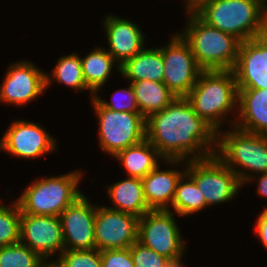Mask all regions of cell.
<instances>
[{
    "mask_svg": "<svg viewBox=\"0 0 267 267\" xmlns=\"http://www.w3.org/2000/svg\"><path fill=\"white\" fill-rule=\"evenodd\" d=\"M146 139L167 164L180 165L188 156V160H195L215 155L217 132L195 113L185 97H176L146 119Z\"/></svg>",
    "mask_w": 267,
    "mask_h": 267,
    "instance_id": "cell-1",
    "label": "cell"
},
{
    "mask_svg": "<svg viewBox=\"0 0 267 267\" xmlns=\"http://www.w3.org/2000/svg\"><path fill=\"white\" fill-rule=\"evenodd\" d=\"M191 10L241 42L267 33V5L262 0H202Z\"/></svg>",
    "mask_w": 267,
    "mask_h": 267,
    "instance_id": "cell-2",
    "label": "cell"
},
{
    "mask_svg": "<svg viewBox=\"0 0 267 267\" xmlns=\"http://www.w3.org/2000/svg\"><path fill=\"white\" fill-rule=\"evenodd\" d=\"M185 98L195 113L218 132L225 114L238 104L233 70H203Z\"/></svg>",
    "mask_w": 267,
    "mask_h": 267,
    "instance_id": "cell-3",
    "label": "cell"
},
{
    "mask_svg": "<svg viewBox=\"0 0 267 267\" xmlns=\"http://www.w3.org/2000/svg\"><path fill=\"white\" fill-rule=\"evenodd\" d=\"M182 38L189 44L203 70H232L236 64L241 41L234 35L209 26L192 10Z\"/></svg>",
    "mask_w": 267,
    "mask_h": 267,
    "instance_id": "cell-4",
    "label": "cell"
},
{
    "mask_svg": "<svg viewBox=\"0 0 267 267\" xmlns=\"http://www.w3.org/2000/svg\"><path fill=\"white\" fill-rule=\"evenodd\" d=\"M233 129L225 133L219 129L215 155L235 172L243 185L249 180H255L252 174L244 173L246 170L258 174L267 172V135L243 131L235 126ZM233 165H239L245 171Z\"/></svg>",
    "mask_w": 267,
    "mask_h": 267,
    "instance_id": "cell-5",
    "label": "cell"
},
{
    "mask_svg": "<svg viewBox=\"0 0 267 267\" xmlns=\"http://www.w3.org/2000/svg\"><path fill=\"white\" fill-rule=\"evenodd\" d=\"M81 174L79 170L71 171L65 175L33 181L16 200L21 211L33 215L59 216L83 195L78 188Z\"/></svg>",
    "mask_w": 267,
    "mask_h": 267,
    "instance_id": "cell-6",
    "label": "cell"
},
{
    "mask_svg": "<svg viewBox=\"0 0 267 267\" xmlns=\"http://www.w3.org/2000/svg\"><path fill=\"white\" fill-rule=\"evenodd\" d=\"M92 103L99 119V146L106 153L115 156L146 138V119L141 113L109 110L94 97Z\"/></svg>",
    "mask_w": 267,
    "mask_h": 267,
    "instance_id": "cell-7",
    "label": "cell"
},
{
    "mask_svg": "<svg viewBox=\"0 0 267 267\" xmlns=\"http://www.w3.org/2000/svg\"><path fill=\"white\" fill-rule=\"evenodd\" d=\"M185 172L203 193L206 206L233 199L242 187L235 172L216 155L205 159L187 160Z\"/></svg>",
    "mask_w": 267,
    "mask_h": 267,
    "instance_id": "cell-8",
    "label": "cell"
},
{
    "mask_svg": "<svg viewBox=\"0 0 267 267\" xmlns=\"http://www.w3.org/2000/svg\"><path fill=\"white\" fill-rule=\"evenodd\" d=\"M172 210H151L138 220V241L180 265L185 246Z\"/></svg>",
    "mask_w": 267,
    "mask_h": 267,
    "instance_id": "cell-9",
    "label": "cell"
},
{
    "mask_svg": "<svg viewBox=\"0 0 267 267\" xmlns=\"http://www.w3.org/2000/svg\"><path fill=\"white\" fill-rule=\"evenodd\" d=\"M170 41L168 46L161 47L164 61L163 83L176 97H185L196 84L203 69L180 34L176 33Z\"/></svg>",
    "mask_w": 267,
    "mask_h": 267,
    "instance_id": "cell-10",
    "label": "cell"
},
{
    "mask_svg": "<svg viewBox=\"0 0 267 267\" xmlns=\"http://www.w3.org/2000/svg\"><path fill=\"white\" fill-rule=\"evenodd\" d=\"M139 217L106 206H96L95 245L99 251L129 248L138 240Z\"/></svg>",
    "mask_w": 267,
    "mask_h": 267,
    "instance_id": "cell-11",
    "label": "cell"
},
{
    "mask_svg": "<svg viewBox=\"0 0 267 267\" xmlns=\"http://www.w3.org/2000/svg\"><path fill=\"white\" fill-rule=\"evenodd\" d=\"M19 242L48 259L57 251L65 250L63 231L59 216L26 214L21 211Z\"/></svg>",
    "mask_w": 267,
    "mask_h": 267,
    "instance_id": "cell-12",
    "label": "cell"
},
{
    "mask_svg": "<svg viewBox=\"0 0 267 267\" xmlns=\"http://www.w3.org/2000/svg\"><path fill=\"white\" fill-rule=\"evenodd\" d=\"M96 206L85 195L80 196L59 215L65 250L96 249L95 245Z\"/></svg>",
    "mask_w": 267,
    "mask_h": 267,
    "instance_id": "cell-13",
    "label": "cell"
},
{
    "mask_svg": "<svg viewBox=\"0 0 267 267\" xmlns=\"http://www.w3.org/2000/svg\"><path fill=\"white\" fill-rule=\"evenodd\" d=\"M53 136L36 123L13 121L0 141V149L11 155L35 159L56 149Z\"/></svg>",
    "mask_w": 267,
    "mask_h": 267,
    "instance_id": "cell-14",
    "label": "cell"
},
{
    "mask_svg": "<svg viewBox=\"0 0 267 267\" xmlns=\"http://www.w3.org/2000/svg\"><path fill=\"white\" fill-rule=\"evenodd\" d=\"M232 70L237 89H267V33L240 43Z\"/></svg>",
    "mask_w": 267,
    "mask_h": 267,
    "instance_id": "cell-15",
    "label": "cell"
},
{
    "mask_svg": "<svg viewBox=\"0 0 267 267\" xmlns=\"http://www.w3.org/2000/svg\"><path fill=\"white\" fill-rule=\"evenodd\" d=\"M0 86V101L23 105L46 90V74L31 62H16L7 70Z\"/></svg>",
    "mask_w": 267,
    "mask_h": 267,
    "instance_id": "cell-16",
    "label": "cell"
},
{
    "mask_svg": "<svg viewBox=\"0 0 267 267\" xmlns=\"http://www.w3.org/2000/svg\"><path fill=\"white\" fill-rule=\"evenodd\" d=\"M108 52L120 66L128 59L133 58L144 48V35L140 28L130 20L108 15L104 20Z\"/></svg>",
    "mask_w": 267,
    "mask_h": 267,
    "instance_id": "cell-17",
    "label": "cell"
},
{
    "mask_svg": "<svg viewBox=\"0 0 267 267\" xmlns=\"http://www.w3.org/2000/svg\"><path fill=\"white\" fill-rule=\"evenodd\" d=\"M239 122L233 126L267 135V89H238Z\"/></svg>",
    "mask_w": 267,
    "mask_h": 267,
    "instance_id": "cell-18",
    "label": "cell"
},
{
    "mask_svg": "<svg viewBox=\"0 0 267 267\" xmlns=\"http://www.w3.org/2000/svg\"><path fill=\"white\" fill-rule=\"evenodd\" d=\"M183 171L159 170L157 165L143 179L144 198L151 210H169V202L175 195L178 180L183 175Z\"/></svg>",
    "mask_w": 267,
    "mask_h": 267,
    "instance_id": "cell-19",
    "label": "cell"
},
{
    "mask_svg": "<svg viewBox=\"0 0 267 267\" xmlns=\"http://www.w3.org/2000/svg\"><path fill=\"white\" fill-rule=\"evenodd\" d=\"M163 68L161 48H143L133 58L126 60L120 66L119 73L130 81L163 82Z\"/></svg>",
    "mask_w": 267,
    "mask_h": 267,
    "instance_id": "cell-20",
    "label": "cell"
},
{
    "mask_svg": "<svg viewBox=\"0 0 267 267\" xmlns=\"http://www.w3.org/2000/svg\"><path fill=\"white\" fill-rule=\"evenodd\" d=\"M108 194L115 207L110 209L130 213L142 217L151 211L148 207L143 192L142 179L129 177L108 186Z\"/></svg>",
    "mask_w": 267,
    "mask_h": 267,
    "instance_id": "cell-21",
    "label": "cell"
},
{
    "mask_svg": "<svg viewBox=\"0 0 267 267\" xmlns=\"http://www.w3.org/2000/svg\"><path fill=\"white\" fill-rule=\"evenodd\" d=\"M128 172V177L143 179L157 165V159L162 156L157 149L145 138L138 144L118 152L115 156Z\"/></svg>",
    "mask_w": 267,
    "mask_h": 267,
    "instance_id": "cell-22",
    "label": "cell"
},
{
    "mask_svg": "<svg viewBox=\"0 0 267 267\" xmlns=\"http://www.w3.org/2000/svg\"><path fill=\"white\" fill-rule=\"evenodd\" d=\"M139 106V112L147 119L151 114L162 111L176 96L163 82L131 81Z\"/></svg>",
    "mask_w": 267,
    "mask_h": 267,
    "instance_id": "cell-23",
    "label": "cell"
},
{
    "mask_svg": "<svg viewBox=\"0 0 267 267\" xmlns=\"http://www.w3.org/2000/svg\"><path fill=\"white\" fill-rule=\"evenodd\" d=\"M80 59L84 81L94 97L98 89L106 83L112 72L113 64L116 62L112 55L101 47Z\"/></svg>",
    "mask_w": 267,
    "mask_h": 267,
    "instance_id": "cell-24",
    "label": "cell"
},
{
    "mask_svg": "<svg viewBox=\"0 0 267 267\" xmlns=\"http://www.w3.org/2000/svg\"><path fill=\"white\" fill-rule=\"evenodd\" d=\"M171 206L180 216L196 213L206 207L203 193L185 171L178 180Z\"/></svg>",
    "mask_w": 267,
    "mask_h": 267,
    "instance_id": "cell-25",
    "label": "cell"
},
{
    "mask_svg": "<svg viewBox=\"0 0 267 267\" xmlns=\"http://www.w3.org/2000/svg\"><path fill=\"white\" fill-rule=\"evenodd\" d=\"M46 75V89L51 84L52 80L55 79L59 83L70 86L74 90L89 89L83 78L82 64L80 56L76 53L62 56L57 62L55 69L53 68L52 76Z\"/></svg>",
    "mask_w": 267,
    "mask_h": 267,
    "instance_id": "cell-26",
    "label": "cell"
},
{
    "mask_svg": "<svg viewBox=\"0 0 267 267\" xmlns=\"http://www.w3.org/2000/svg\"><path fill=\"white\" fill-rule=\"evenodd\" d=\"M10 206L0 204V247L16 244L20 239L21 208L17 201Z\"/></svg>",
    "mask_w": 267,
    "mask_h": 267,
    "instance_id": "cell-27",
    "label": "cell"
},
{
    "mask_svg": "<svg viewBox=\"0 0 267 267\" xmlns=\"http://www.w3.org/2000/svg\"><path fill=\"white\" fill-rule=\"evenodd\" d=\"M42 258L18 242L0 247V267H38Z\"/></svg>",
    "mask_w": 267,
    "mask_h": 267,
    "instance_id": "cell-28",
    "label": "cell"
},
{
    "mask_svg": "<svg viewBox=\"0 0 267 267\" xmlns=\"http://www.w3.org/2000/svg\"><path fill=\"white\" fill-rule=\"evenodd\" d=\"M130 252L135 267H175L176 265L168 258L146 247L138 240L130 247Z\"/></svg>",
    "mask_w": 267,
    "mask_h": 267,
    "instance_id": "cell-29",
    "label": "cell"
},
{
    "mask_svg": "<svg viewBox=\"0 0 267 267\" xmlns=\"http://www.w3.org/2000/svg\"><path fill=\"white\" fill-rule=\"evenodd\" d=\"M59 260L65 267H102L101 251L90 250H64Z\"/></svg>",
    "mask_w": 267,
    "mask_h": 267,
    "instance_id": "cell-30",
    "label": "cell"
},
{
    "mask_svg": "<svg viewBox=\"0 0 267 267\" xmlns=\"http://www.w3.org/2000/svg\"><path fill=\"white\" fill-rule=\"evenodd\" d=\"M97 96L98 95H94V98L103 107L109 110H114L117 112L140 113L139 106L131 83L128 89H121L114 93V96H112V103H108L105 100L101 99L99 96L98 97Z\"/></svg>",
    "mask_w": 267,
    "mask_h": 267,
    "instance_id": "cell-31",
    "label": "cell"
},
{
    "mask_svg": "<svg viewBox=\"0 0 267 267\" xmlns=\"http://www.w3.org/2000/svg\"><path fill=\"white\" fill-rule=\"evenodd\" d=\"M102 267H135L129 248L101 251Z\"/></svg>",
    "mask_w": 267,
    "mask_h": 267,
    "instance_id": "cell-32",
    "label": "cell"
},
{
    "mask_svg": "<svg viewBox=\"0 0 267 267\" xmlns=\"http://www.w3.org/2000/svg\"><path fill=\"white\" fill-rule=\"evenodd\" d=\"M256 233L267 250V208L259 215L256 222Z\"/></svg>",
    "mask_w": 267,
    "mask_h": 267,
    "instance_id": "cell-33",
    "label": "cell"
},
{
    "mask_svg": "<svg viewBox=\"0 0 267 267\" xmlns=\"http://www.w3.org/2000/svg\"><path fill=\"white\" fill-rule=\"evenodd\" d=\"M257 188L258 194L267 197V172L261 173V177L259 176Z\"/></svg>",
    "mask_w": 267,
    "mask_h": 267,
    "instance_id": "cell-34",
    "label": "cell"
},
{
    "mask_svg": "<svg viewBox=\"0 0 267 267\" xmlns=\"http://www.w3.org/2000/svg\"><path fill=\"white\" fill-rule=\"evenodd\" d=\"M45 260L46 259H42L41 261H40V263H39V266L38 267H65L64 266V264L59 260V258L56 260V261H54V262H46L45 263Z\"/></svg>",
    "mask_w": 267,
    "mask_h": 267,
    "instance_id": "cell-35",
    "label": "cell"
},
{
    "mask_svg": "<svg viewBox=\"0 0 267 267\" xmlns=\"http://www.w3.org/2000/svg\"><path fill=\"white\" fill-rule=\"evenodd\" d=\"M186 1H187L186 9L191 10L195 6V0H186Z\"/></svg>",
    "mask_w": 267,
    "mask_h": 267,
    "instance_id": "cell-36",
    "label": "cell"
},
{
    "mask_svg": "<svg viewBox=\"0 0 267 267\" xmlns=\"http://www.w3.org/2000/svg\"><path fill=\"white\" fill-rule=\"evenodd\" d=\"M175 267H184L183 264L176 265Z\"/></svg>",
    "mask_w": 267,
    "mask_h": 267,
    "instance_id": "cell-37",
    "label": "cell"
},
{
    "mask_svg": "<svg viewBox=\"0 0 267 267\" xmlns=\"http://www.w3.org/2000/svg\"><path fill=\"white\" fill-rule=\"evenodd\" d=\"M199 1H202V0H195V5H196Z\"/></svg>",
    "mask_w": 267,
    "mask_h": 267,
    "instance_id": "cell-38",
    "label": "cell"
}]
</instances>
